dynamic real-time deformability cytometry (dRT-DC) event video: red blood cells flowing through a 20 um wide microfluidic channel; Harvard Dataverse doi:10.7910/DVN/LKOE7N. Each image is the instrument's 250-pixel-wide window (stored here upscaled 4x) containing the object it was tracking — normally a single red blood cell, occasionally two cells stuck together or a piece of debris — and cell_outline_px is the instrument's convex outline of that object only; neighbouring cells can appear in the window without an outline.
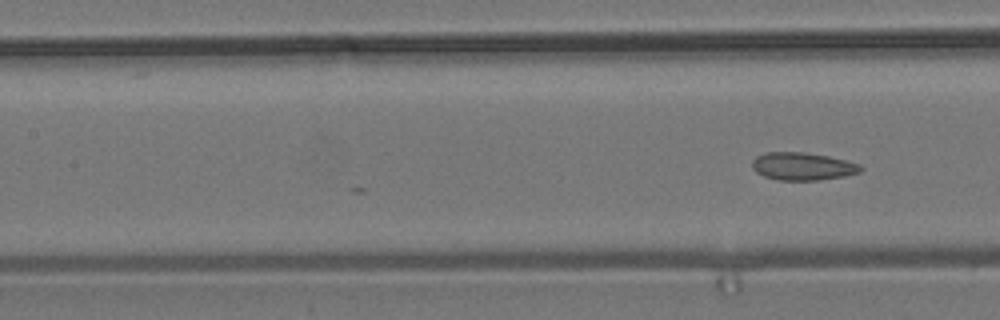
{"species": "common noctule bat (a hibernating species)", "species_latin": "Nyctalus noctula", "temperature_condition": "room temperature", "stored_images_in_passage": 13, "camera_frame_rate_fps": 3000, "um_per_image_px": 0.085, "animal": {"sex": "male", "body_mass_g": 19.2, "forearm_length_mm": 51.8}, "frame": {"image": 1, "passage_image": 13, "time_ms": 4.0, "image_size_px": [1000, 320], "cell_outline_px": [[864, 168], [860, 172], [844, 176], [816, 180], [776, 180], [764, 176], [756, 172], [752, 168], [752, 160], [756, 156], [764, 152], [804, 152], [828, 156], [860, 164]], "centroid_in_image_um": [68.19, 14.13], "position_along_channel_um": 139.2, "area_um2": 17.57}}